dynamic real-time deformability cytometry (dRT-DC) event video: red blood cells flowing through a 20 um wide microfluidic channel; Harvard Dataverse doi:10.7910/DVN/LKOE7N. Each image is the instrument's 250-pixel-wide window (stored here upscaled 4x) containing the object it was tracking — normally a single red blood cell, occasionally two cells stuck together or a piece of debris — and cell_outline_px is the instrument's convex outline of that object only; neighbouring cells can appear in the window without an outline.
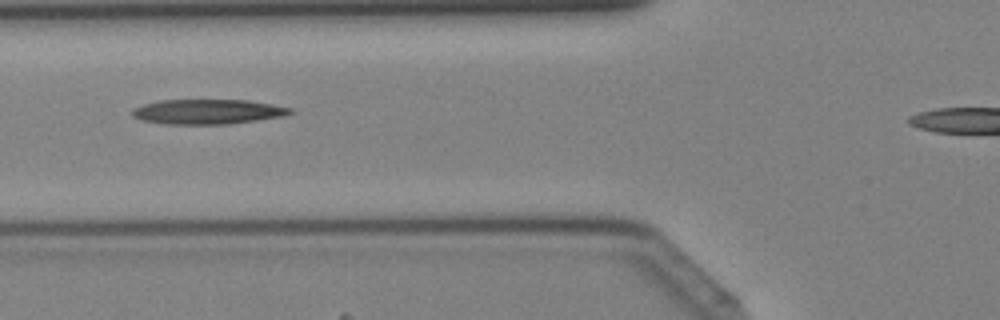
{"species": "Egyptian fruit bat (a non-hibernating species)", "species_latin": "Rousettus aegyptiacus", "temperature_condition": "cold", "stored_images_in_passage": 26, "camera_frame_rate_fps": 3000, "um_per_image_px": 0.085, "animal": {"sex": "female"}, "frame": {"image": 1, "passage_image": 4, "time_ms": 1.0, "image_size_px": [1000, 320], "cell_outline_px": [[292, 112], [280, 116], [256, 120], [228, 124], [164, 124], [140, 120], [132, 116], [132, 108], [144, 104], [160, 100], [248, 100], [272, 104], [292, 108]], "centroid_in_image_um": [17.59, 9.49], "position_along_channel_um": 108.2, "area_um2": 22.77}}
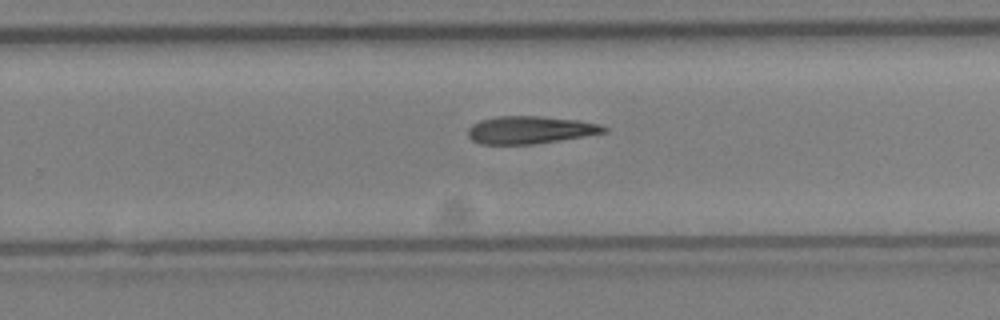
{"frame": {"image": 2, "passage_image": 15, "time_ms": 4.667, "image_size_px": [1000, 320], "cell_outline_px": [[608, 132], [560, 140], [532, 144], [480, 144], [472, 140], [468, 136], [468, 128], [472, 124], [480, 120], [496, 116], [540, 116], [576, 120], [600, 124], [608, 128]], "centroid_in_image_um": [45.04, 11.04], "position_along_channel_um": 284.8, "area_um2": 21.85}}
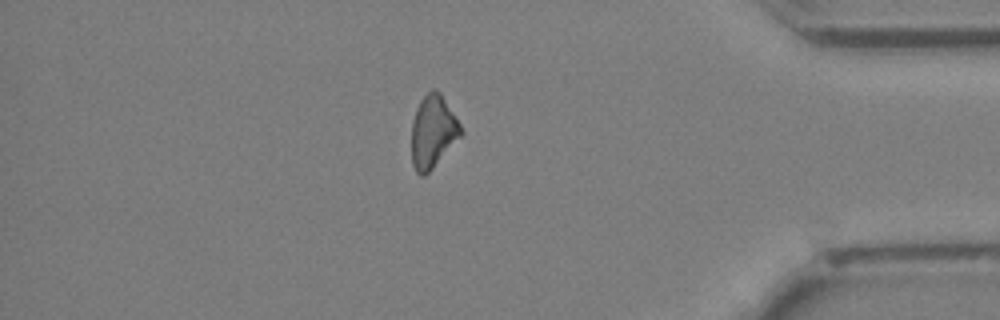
{"frame": {"image": 3, "passage_image": 24, "time_ms": 7.667, "image_size_px": [1000, 320], "cell_outline_px": [[464, 132], [432, 168], [424, 176], [420, 176], [416, 172], [412, 164], [412, 124], [416, 108], [420, 100], [432, 88], [436, 88], [440, 92], [460, 124]], "centroid_in_image_um": [36.79, 11.17], "position_along_channel_um": 398.4, "area_um2": 20.63}}